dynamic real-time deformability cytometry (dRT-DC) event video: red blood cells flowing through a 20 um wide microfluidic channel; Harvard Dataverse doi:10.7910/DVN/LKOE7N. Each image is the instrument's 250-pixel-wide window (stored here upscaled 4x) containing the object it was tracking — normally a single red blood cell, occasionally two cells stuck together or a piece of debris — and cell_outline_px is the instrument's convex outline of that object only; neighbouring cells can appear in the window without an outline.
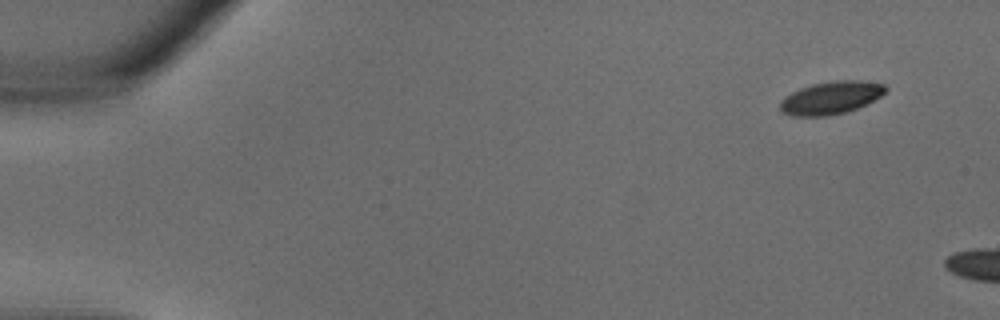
{"species": "common noctule bat (a hibernating species)", "species_latin": "Nyctalus noctula", "temperature_condition": "warm", "stored_images_in_passage": 6, "camera_frame_rate_fps": 3000, "um_per_image_px": 0.085, "animal": {"sex": "male", "body_mass_g": 18.8}, "frame": {"image": 1, "passage_image": 1, "time_ms": 0.0, "image_size_px": [1000, 320], "cell_outline_px": [[888, 88], [880, 96], [856, 108], [844, 112], [828, 116], [792, 116], [784, 112], [780, 108], [780, 100], [784, 96], [800, 88], [812, 84], [836, 80], [860, 80], [884, 84]], "centroid_in_image_um": [70.6, 8.3], "position_along_channel_um": 14.4, "area_um2": 19.94}}